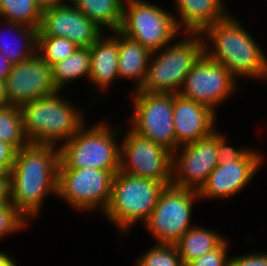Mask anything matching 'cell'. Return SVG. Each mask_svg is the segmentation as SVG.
Instances as JSON below:
<instances>
[{
	"mask_svg": "<svg viewBox=\"0 0 267 266\" xmlns=\"http://www.w3.org/2000/svg\"><path fill=\"white\" fill-rule=\"evenodd\" d=\"M59 164V147L53 145L30 143L16 151L10 171L11 203L28 222L40 217L46 197L57 195Z\"/></svg>",
	"mask_w": 267,
	"mask_h": 266,
	"instance_id": "1",
	"label": "cell"
},
{
	"mask_svg": "<svg viewBox=\"0 0 267 266\" xmlns=\"http://www.w3.org/2000/svg\"><path fill=\"white\" fill-rule=\"evenodd\" d=\"M242 25L238 17L229 14L207 27L201 33L204 54L224 65L239 82L246 78L266 82L267 54Z\"/></svg>",
	"mask_w": 267,
	"mask_h": 266,
	"instance_id": "2",
	"label": "cell"
},
{
	"mask_svg": "<svg viewBox=\"0 0 267 266\" xmlns=\"http://www.w3.org/2000/svg\"><path fill=\"white\" fill-rule=\"evenodd\" d=\"M61 93L21 107L24 133L30 143L60 147L87 122L86 113Z\"/></svg>",
	"mask_w": 267,
	"mask_h": 266,
	"instance_id": "3",
	"label": "cell"
},
{
	"mask_svg": "<svg viewBox=\"0 0 267 266\" xmlns=\"http://www.w3.org/2000/svg\"><path fill=\"white\" fill-rule=\"evenodd\" d=\"M87 127L85 123L67 142L59 147V169L96 168L120 171V126L111 128L100 119Z\"/></svg>",
	"mask_w": 267,
	"mask_h": 266,
	"instance_id": "4",
	"label": "cell"
},
{
	"mask_svg": "<svg viewBox=\"0 0 267 266\" xmlns=\"http://www.w3.org/2000/svg\"><path fill=\"white\" fill-rule=\"evenodd\" d=\"M184 35V38H183ZM180 39L151 53L146 77L137 91L178 94L192 67L204 55L201 33H183Z\"/></svg>",
	"mask_w": 267,
	"mask_h": 266,
	"instance_id": "5",
	"label": "cell"
},
{
	"mask_svg": "<svg viewBox=\"0 0 267 266\" xmlns=\"http://www.w3.org/2000/svg\"><path fill=\"white\" fill-rule=\"evenodd\" d=\"M166 185L118 171L113 179L111 199L102 214L107 222L126 234L139 222L144 224ZM109 220V221H108Z\"/></svg>",
	"mask_w": 267,
	"mask_h": 266,
	"instance_id": "6",
	"label": "cell"
},
{
	"mask_svg": "<svg viewBox=\"0 0 267 266\" xmlns=\"http://www.w3.org/2000/svg\"><path fill=\"white\" fill-rule=\"evenodd\" d=\"M172 14L152 1L125 0L119 31L151 53L159 51L183 34Z\"/></svg>",
	"mask_w": 267,
	"mask_h": 266,
	"instance_id": "7",
	"label": "cell"
},
{
	"mask_svg": "<svg viewBox=\"0 0 267 266\" xmlns=\"http://www.w3.org/2000/svg\"><path fill=\"white\" fill-rule=\"evenodd\" d=\"M117 172L96 168L58 169L56 196L77 212L101 211L102 215L109 205Z\"/></svg>",
	"mask_w": 267,
	"mask_h": 266,
	"instance_id": "8",
	"label": "cell"
},
{
	"mask_svg": "<svg viewBox=\"0 0 267 266\" xmlns=\"http://www.w3.org/2000/svg\"><path fill=\"white\" fill-rule=\"evenodd\" d=\"M199 202L198 191L172 184L161 192L157 204L142 227L156 243L175 244L195 224L192 223L193 204Z\"/></svg>",
	"mask_w": 267,
	"mask_h": 266,
	"instance_id": "9",
	"label": "cell"
},
{
	"mask_svg": "<svg viewBox=\"0 0 267 266\" xmlns=\"http://www.w3.org/2000/svg\"><path fill=\"white\" fill-rule=\"evenodd\" d=\"M131 96V97H130ZM132 115L129 127L137 134L169 150L175 151L173 121L174 94L134 91L129 94Z\"/></svg>",
	"mask_w": 267,
	"mask_h": 266,
	"instance_id": "10",
	"label": "cell"
},
{
	"mask_svg": "<svg viewBox=\"0 0 267 266\" xmlns=\"http://www.w3.org/2000/svg\"><path fill=\"white\" fill-rule=\"evenodd\" d=\"M120 138V171L139 178L172 184V152L131 128Z\"/></svg>",
	"mask_w": 267,
	"mask_h": 266,
	"instance_id": "11",
	"label": "cell"
},
{
	"mask_svg": "<svg viewBox=\"0 0 267 266\" xmlns=\"http://www.w3.org/2000/svg\"><path fill=\"white\" fill-rule=\"evenodd\" d=\"M239 84L224 65L210 60L204 54L187 74L178 94L204 104L217 113V105L220 106L237 93Z\"/></svg>",
	"mask_w": 267,
	"mask_h": 266,
	"instance_id": "12",
	"label": "cell"
},
{
	"mask_svg": "<svg viewBox=\"0 0 267 266\" xmlns=\"http://www.w3.org/2000/svg\"><path fill=\"white\" fill-rule=\"evenodd\" d=\"M217 130L172 153V185L199 191L217 167Z\"/></svg>",
	"mask_w": 267,
	"mask_h": 266,
	"instance_id": "13",
	"label": "cell"
},
{
	"mask_svg": "<svg viewBox=\"0 0 267 266\" xmlns=\"http://www.w3.org/2000/svg\"><path fill=\"white\" fill-rule=\"evenodd\" d=\"M261 152L250 149L239 160L219 163L198 191L199 198L224 200L243 192V189L249 186L248 184L263 166L265 159Z\"/></svg>",
	"mask_w": 267,
	"mask_h": 266,
	"instance_id": "14",
	"label": "cell"
},
{
	"mask_svg": "<svg viewBox=\"0 0 267 266\" xmlns=\"http://www.w3.org/2000/svg\"><path fill=\"white\" fill-rule=\"evenodd\" d=\"M9 105L22 107L33 100L58 92L52 81L51 67L36 53L33 57L13 64L5 79Z\"/></svg>",
	"mask_w": 267,
	"mask_h": 266,
	"instance_id": "15",
	"label": "cell"
},
{
	"mask_svg": "<svg viewBox=\"0 0 267 266\" xmlns=\"http://www.w3.org/2000/svg\"><path fill=\"white\" fill-rule=\"evenodd\" d=\"M103 33L69 1L42 10L37 36L64 37L78 47H90Z\"/></svg>",
	"mask_w": 267,
	"mask_h": 266,
	"instance_id": "16",
	"label": "cell"
},
{
	"mask_svg": "<svg viewBox=\"0 0 267 266\" xmlns=\"http://www.w3.org/2000/svg\"><path fill=\"white\" fill-rule=\"evenodd\" d=\"M216 114L204 104L174 94L175 150L181 145L208 137L216 131Z\"/></svg>",
	"mask_w": 267,
	"mask_h": 266,
	"instance_id": "17",
	"label": "cell"
},
{
	"mask_svg": "<svg viewBox=\"0 0 267 266\" xmlns=\"http://www.w3.org/2000/svg\"><path fill=\"white\" fill-rule=\"evenodd\" d=\"M112 33V34H111ZM91 71L87 83L107 93L113 83L119 79L118 72V30L104 32L90 47ZM114 81V82H113ZM106 91V92H105ZM103 92V93H102Z\"/></svg>",
	"mask_w": 267,
	"mask_h": 266,
	"instance_id": "18",
	"label": "cell"
},
{
	"mask_svg": "<svg viewBox=\"0 0 267 266\" xmlns=\"http://www.w3.org/2000/svg\"><path fill=\"white\" fill-rule=\"evenodd\" d=\"M175 20L184 33H202L215 22L222 21L230 11L224 0H174ZM228 11V12H227Z\"/></svg>",
	"mask_w": 267,
	"mask_h": 266,
	"instance_id": "19",
	"label": "cell"
},
{
	"mask_svg": "<svg viewBox=\"0 0 267 266\" xmlns=\"http://www.w3.org/2000/svg\"><path fill=\"white\" fill-rule=\"evenodd\" d=\"M37 34L38 29L0 20V52L12 64L25 61L37 53Z\"/></svg>",
	"mask_w": 267,
	"mask_h": 266,
	"instance_id": "20",
	"label": "cell"
},
{
	"mask_svg": "<svg viewBox=\"0 0 267 266\" xmlns=\"http://www.w3.org/2000/svg\"><path fill=\"white\" fill-rule=\"evenodd\" d=\"M118 43L119 80H133L135 85L134 89L130 92L137 91L144 83L151 52L137 41L122 34L119 30Z\"/></svg>",
	"mask_w": 267,
	"mask_h": 266,
	"instance_id": "21",
	"label": "cell"
},
{
	"mask_svg": "<svg viewBox=\"0 0 267 266\" xmlns=\"http://www.w3.org/2000/svg\"><path fill=\"white\" fill-rule=\"evenodd\" d=\"M195 224L175 243L183 265L215 249L225 238L216 230ZM218 232V233H217Z\"/></svg>",
	"mask_w": 267,
	"mask_h": 266,
	"instance_id": "22",
	"label": "cell"
},
{
	"mask_svg": "<svg viewBox=\"0 0 267 266\" xmlns=\"http://www.w3.org/2000/svg\"><path fill=\"white\" fill-rule=\"evenodd\" d=\"M125 0H70V2L88 17L103 32H115L120 29Z\"/></svg>",
	"mask_w": 267,
	"mask_h": 266,
	"instance_id": "23",
	"label": "cell"
},
{
	"mask_svg": "<svg viewBox=\"0 0 267 266\" xmlns=\"http://www.w3.org/2000/svg\"><path fill=\"white\" fill-rule=\"evenodd\" d=\"M91 71L89 47H78L63 61L51 66L52 81L58 91L64 92L66 86L82 77L89 80ZM86 77V78H85ZM69 84V85H68ZM64 89V90H63Z\"/></svg>",
	"mask_w": 267,
	"mask_h": 266,
	"instance_id": "24",
	"label": "cell"
},
{
	"mask_svg": "<svg viewBox=\"0 0 267 266\" xmlns=\"http://www.w3.org/2000/svg\"><path fill=\"white\" fill-rule=\"evenodd\" d=\"M42 9L34 0H0V19L38 29Z\"/></svg>",
	"mask_w": 267,
	"mask_h": 266,
	"instance_id": "25",
	"label": "cell"
},
{
	"mask_svg": "<svg viewBox=\"0 0 267 266\" xmlns=\"http://www.w3.org/2000/svg\"><path fill=\"white\" fill-rule=\"evenodd\" d=\"M0 138L16 150L30 144L24 133L23 115L20 107L8 105L0 109Z\"/></svg>",
	"mask_w": 267,
	"mask_h": 266,
	"instance_id": "26",
	"label": "cell"
},
{
	"mask_svg": "<svg viewBox=\"0 0 267 266\" xmlns=\"http://www.w3.org/2000/svg\"><path fill=\"white\" fill-rule=\"evenodd\" d=\"M78 46L64 37L37 36V54L50 67L71 55Z\"/></svg>",
	"mask_w": 267,
	"mask_h": 266,
	"instance_id": "27",
	"label": "cell"
},
{
	"mask_svg": "<svg viewBox=\"0 0 267 266\" xmlns=\"http://www.w3.org/2000/svg\"><path fill=\"white\" fill-rule=\"evenodd\" d=\"M136 259L135 266H184L175 244L154 243Z\"/></svg>",
	"mask_w": 267,
	"mask_h": 266,
	"instance_id": "28",
	"label": "cell"
},
{
	"mask_svg": "<svg viewBox=\"0 0 267 266\" xmlns=\"http://www.w3.org/2000/svg\"><path fill=\"white\" fill-rule=\"evenodd\" d=\"M28 224V220L12 203L0 204V241L9 235L25 230L29 227Z\"/></svg>",
	"mask_w": 267,
	"mask_h": 266,
	"instance_id": "29",
	"label": "cell"
},
{
	"mask_svg": "<svg viewBox=\"0 0 267 266\" xmlns=\"http://www.w3.org/2000/svg\"><path fill=\"white\" fill-rule=\"evenodd\" d=\"M229 240L225 239L213 250L191 261L187 266H229Z\"/></svg>",
	"mask_w": 267,
	"mask_h": 266,
	"instance_id": "30",
	"label": "cell"
},
{
	"mask_svg": "<svg viewBox=\"0 0 267 266\" xmlns=\"http://www.w3.org/2000/svg\"><path fill=\"white\" fill-rule=\"evenodd\" d=\"M217 130V153H218V162L224 163L230 160H239L241 159L251 148L250 147H238L235 148L233 145L228 144L226 133L220 132Z\"/></svg>",
	"mask_w": 267,
	"mask_h": 266,
	"instance_id": "31",
	"label": "cell"
},
{
	"mask_svg": "<svg viewBox=\"0 0 267 266\" xmlns=\"http://www.w3.org/2000/svg\"><path fill=\"white\" fill-rule=\"evenodd\" d=\"M234 256V257H233ZM230 255L229 266H267L266 252H253L252 254Z\"/></svg>",
	"mask_w": 267,
	"mask_h": 266,
	"instance_id": "32",
	"label": "cell"
},
{
	"mask_svg": "<svg viewBox=\"0 0 267 266\" xmlns=\"http://www.w3.org/2000/svg\"><path fill=\"white\" fill-rule=\"evenodd\" d=\"M16 149L0 138V171H11Z\"/></svg>",
	"mask_w": 267,
	"mask_h": 266,
	"instance_id": "33",
	"label": "cell"
},
{
	"mask_svg": "<svg viewBox=\"0 0 267 266\" xmlns=\"http://www.w3.org/2000/svg\"><path fill=\"white\" fill-rule=\"evenodd\" d=\"M11 203V173L0 171V204Z\"/></svg>",
	"mask_w": 267,
	"mask_h": 266,
	"instance_id": "34",
	"label": "cell"
},
{
	"mask_svg": "<svg viewBox=\"0 0 267 266\" xmlns=\"http://www.w3.org/2000/svg\"><path fill=\"white\" fill-rule=\"evenodd\" d=\"M13 64L8 60V58L0 52V79L5 80L9 75Z\"/></svg>",
	"mask_w": 267,
	"mask_h": 266,
	"instance_id": "35",
	"label": "cell"
},
{
	"mask_svg": "<svg viewBox=\"0 0 267 266\" xmlns=\"http://www.w3.org/2000/svg\"><path fill=\"white\" fill-rule=\"evenodd\" d=\"M36 4L42 9L51 8L60 4L69 2L70 0H34Z\"/></svg>",
	"mask_w": 267,
	"mask_h": 266,
	"instance_id": "36",
	"label": "cell"
},
{
	"mask_svg": "<svg viewBox=\"0 0 267 266\" xmlns=\"http://www.w3.org/2000/svg\"><path fill=\"white\" fill-rule=\"evenodd\" d=\"M11 256L0 249V266H17L15 257L12 258Z\"/></svg>",
	"mask_w": 267,
	"mask_h": 266,
	"instance_id": "37",
	"label": "cell"
},
{
	"mask_svg": "<svg viewBox=\"0 0 267 266\" xmlns=\"http://www.w3.org/2000/svg\"><path fill=\"white\" fill-rule=\"evenodd\" d=\"M9 105L5 92V80L0 79V109Z\"/></svg>",
	"mask_w": 267,
	"mask_h": 266,
	"instance_id": "38",
	"label": "cell"
}]
</instances>
